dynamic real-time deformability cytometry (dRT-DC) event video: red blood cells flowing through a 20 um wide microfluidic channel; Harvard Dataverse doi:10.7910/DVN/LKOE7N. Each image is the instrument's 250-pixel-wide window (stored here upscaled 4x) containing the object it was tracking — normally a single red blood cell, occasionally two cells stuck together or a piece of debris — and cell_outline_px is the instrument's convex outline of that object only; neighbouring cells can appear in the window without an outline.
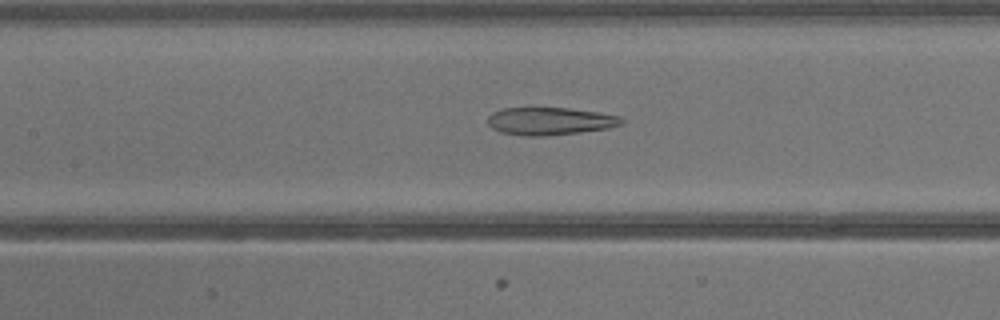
{"species": "common noctule bat (a hibernating species)", "species_latin": "Nyctalus noctula", "temperature_condition": "warm", "stored_images_in_passage": 40, "camera_frame_rate_fps": 3000, "um_per_image_px": 0.085, "animal": {"sex": "male", "body_mass_g": 13.3}, "frame": {"image": 1, "passage_image": 19, "time_ms": 6.0, "image_size_px": [1000, 320], "cell_outline_px": [[624, 124], [608, 128], [580, 132], [540, 136], [528, 136], [500, 132], [492, 128], [488, 124], [488, 116], [492, 112], [504, 108], [528, 104], [532, 104], [568, 108], [596, 112], [620, 116], [624, 120]], "centroid_in_image_um": [46.68, 10.24], "position_along_channel_um": 160.7, "area_um2": 22.43}}
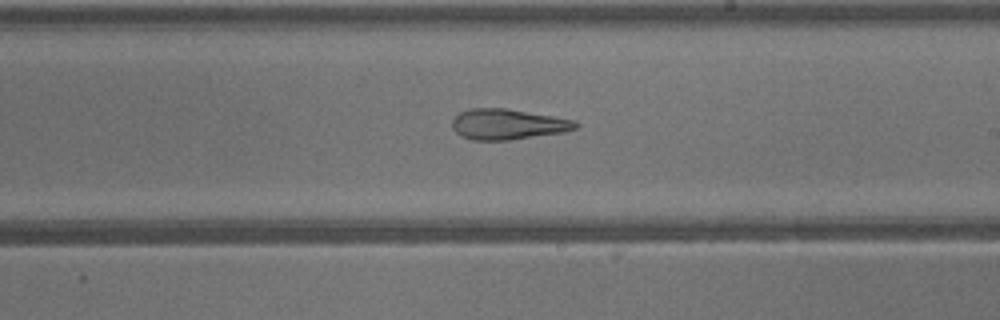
{"frame": {"image": 2, "passage_image": 24, "time_ms": 7.667, "image_size_px": [1000, 320], "cell_outline_px": [[580, 128], [564, 132], [508, 140], [472, 140], [460, 136], [452, 128], [452, 120], [460, 112], [468, 108], [504, 108], [576, 120], [580, 124]], "centroid_in_image_um": [43.17, 10.56], "position_along_channel_um": 245.8, "area_um2": 22.08}}
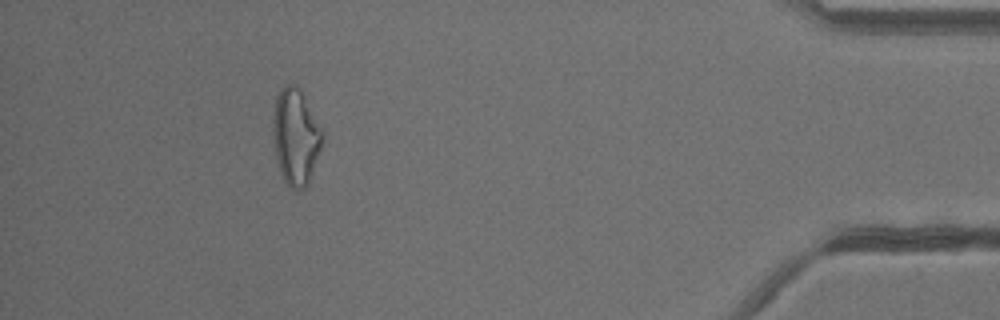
{"frame": {"image": 3, "passage_image": 37, "time_ms": 12.0, "image_size_px": [1000, 320], "cell_outline_px": [[324, 136], [308, 184], [304, 188], [288, 188], [284, 180], [276, 156], [272, 128], [272, 112], [276, 96], [280, 88], [284, 84], [296, 84], [300, 88], [324, 132]], "centroid_in_image_um": [25.12, 11.55], "position_along_channel_um": 410.1, "area_um2": 27.74}}